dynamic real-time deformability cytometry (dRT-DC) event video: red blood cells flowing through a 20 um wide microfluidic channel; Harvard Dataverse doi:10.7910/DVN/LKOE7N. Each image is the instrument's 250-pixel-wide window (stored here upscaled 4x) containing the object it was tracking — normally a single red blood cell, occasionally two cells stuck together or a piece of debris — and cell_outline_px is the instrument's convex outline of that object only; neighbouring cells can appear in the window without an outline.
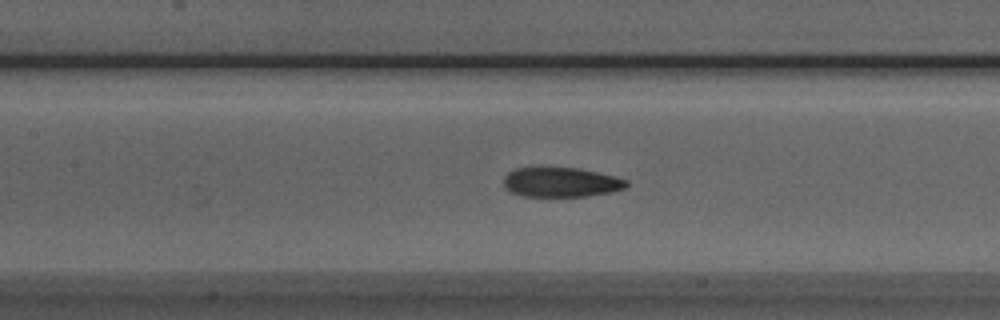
{"species": "Egyptian fruit bat (a non-hibernating species)", "species_latin": "Rousettus aegyptiacus", "temperature_condition": "room temperature", "stored_images_in_passage": 39, "camera_frame_rate_fps": 3000, "um_per_image_px": 0.085, "animal": {"sex": "male"}, "frame": {"image": 1, "passage_image": 10, "time_ms": 3.0, "image_size_px": [1000, 320], "cell_outline_px": [[628, 184], [624, 188], [612, 192], [588, 196], [524, 196], [508, 192], [504, 188], [504, 176], [508, 172], [516, 168], [580, 168], [628, 180]], "centroid_in_image_um": [47.65, 15.5], "position_along_channel_um": 159.7, "area_um2": 21.15}}
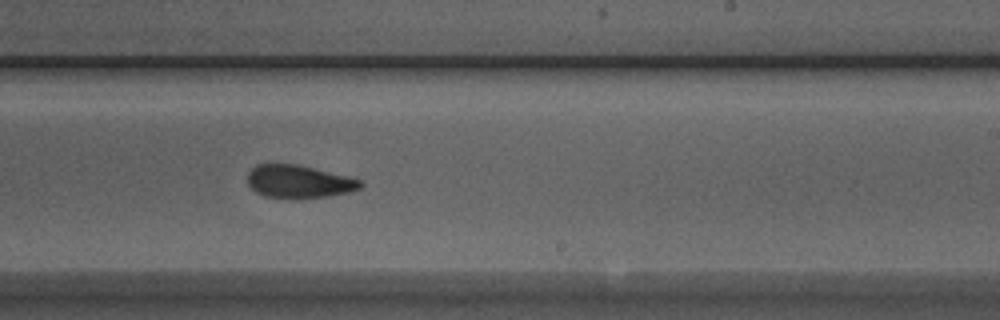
{"frame": {"image": 2, "passage_image": 18, "time_ms": 5.667, "image_size_px": [1000, 320], "cell_outline_px": [[364, 184], [360, 188], [348, 192], [328, 196], [292, 200], [264, 196], [256, 192], [248, 184], [248, 172], [256, 164], [296, 164], [348, 176], [360, 180]], "centroid_in_image_um": [25.38, 15.45], "position_along_channel_um": 263.6, "area_um2": 21.85}}
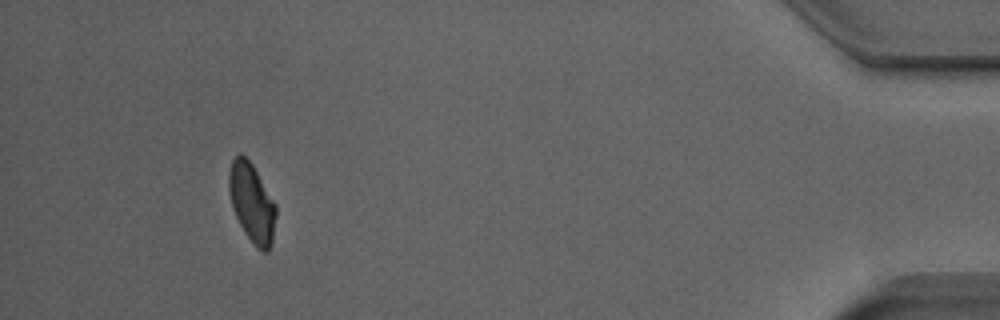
{"frame": {"image": 3, "passage_image": 35, "time_ms": 11.333, "image_size_px": [1000, 320], "cell_outline_px": [[276, 216], [272, 244], [268, 252], [264, 252], [256, 248], [244, 232], [232, 208], [228, 188], [228, 172], [232, 160], [240, 152], [252, 164], [276, 204]], "centroid_in_image_um": [21.41, 17.26], "position_along_channel_um": 413.8, "area_um2": 21.73}, "authors_computed_cell_mechanics": {"area_um2": 22.0218, "velocity_mm_per_s": 3.9077, "shape_relaxation_time_tau1_ms": 8.0923, "shape_relaxation_time_tau2_ms": 1.823, "deformation_change_tau1": 0.196, "deformation_change_tau2": 0.079}}